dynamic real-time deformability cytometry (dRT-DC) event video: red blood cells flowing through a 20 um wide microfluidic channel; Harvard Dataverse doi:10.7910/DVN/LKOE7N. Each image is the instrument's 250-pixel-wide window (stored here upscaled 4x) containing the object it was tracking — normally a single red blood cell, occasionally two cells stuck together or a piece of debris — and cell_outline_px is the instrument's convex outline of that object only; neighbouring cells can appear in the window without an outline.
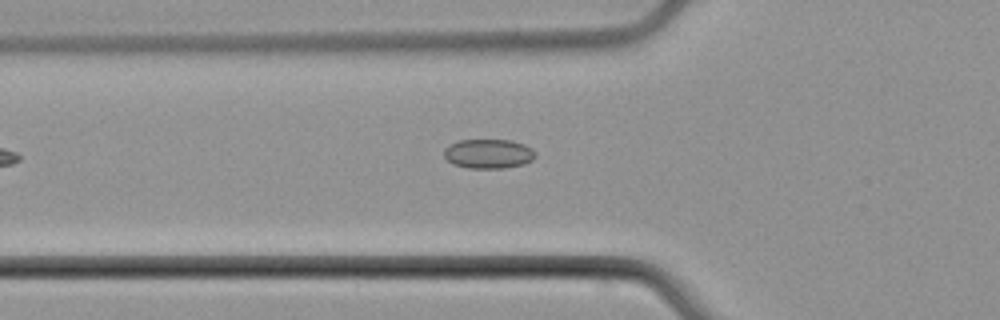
{"species": "common noctule bat (a hibernating species)", "species_latin": "Nyctalus noctula", "temperature_condition": "cold", "stored_images_in_passage": 7, "camera_frame_rate_fps": 3000, "um_per_image_px": 0.085, "animal": {"sex": "male", "body_mass_g": 21.5, "forearm_length_mm": 52.0}, "frame": {"image": 1, "passage_image": 7, "time_ms": 9.0, "image_size_px": [1000, 320], "cell_outline_px": [[536, 156], [532, 160], [524, 164], [504, 168], [468, 168], [452, 164], [444, 156], [444, 148], [448, 144], [460, 140], [512, 140], [524, 144], [532, 148], [536, 152]], "centroid_in_image_um": [41.52, 13.06], "position_along_channel_um": 84.3, "area_um2": 15.84}}